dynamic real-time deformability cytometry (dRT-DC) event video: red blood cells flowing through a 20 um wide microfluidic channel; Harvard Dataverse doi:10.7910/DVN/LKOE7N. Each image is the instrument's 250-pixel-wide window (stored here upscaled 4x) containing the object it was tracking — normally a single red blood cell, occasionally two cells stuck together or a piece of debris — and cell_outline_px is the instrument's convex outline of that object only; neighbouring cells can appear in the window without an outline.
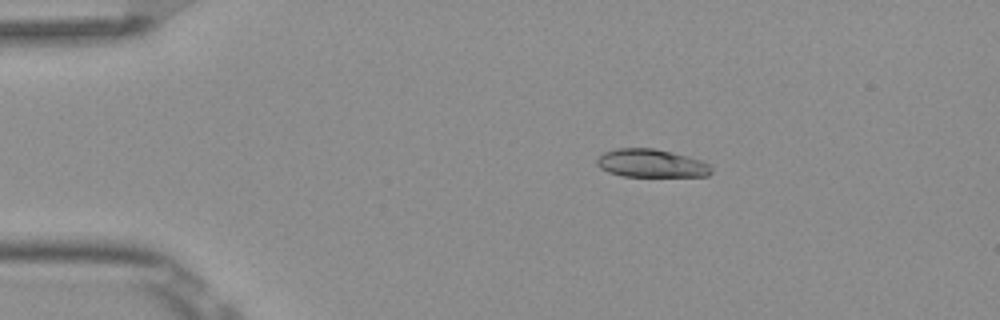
{"species": "Egyptian fruit bat (a non-hibernating species)", "species_latin": "Rousettus aegyptiacus", "temperature_condition": "room temperature", "stored_images_in_passage": 5, "camera_frame_rate_fps": 3000, "um_per_image_px": 0.085, "frame": {"image": 1, "passage_image": 1, "time_ms": 0.0, "image_size_px": [1000, 320], "cell_outline_px": [[712, 172], [708, 176], [620, 176], [608, 172], [600, 168], [596, 164], [596, 160], [604, 152], [616, 148], [652, 148], [672, 152], [688, 156], [700, 160], [708, 164], [712, 168]], "centroid_in_image_um": [55.34, 13.88], "position_along_channel_um": 29.7, "area_um2": 18.79}}
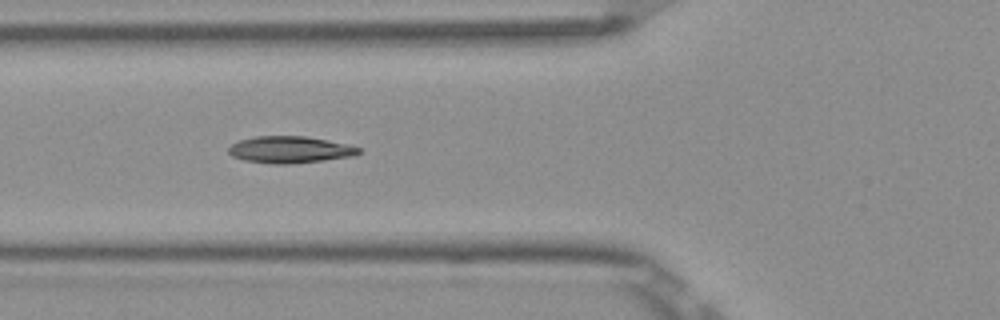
{"frame": {"image": 2, "passage_image": 4, "time_ms": 1.0, "image_size_px": [1000, 320], "cell_outline_px": [[360, 152], [352, 156], [324, 160], [288, 164], [272, 164], [244, 160], [232, 156], [228, 152], [228, 148], [232, 144], [240, 140], [256, 136], [304, 136], [328, 140], [348, 144], [360, 148]], "centroid_in_image_um": [24.63, 12.72], "position_along_channel_um": 101.2, "area_um2": 20.23}}
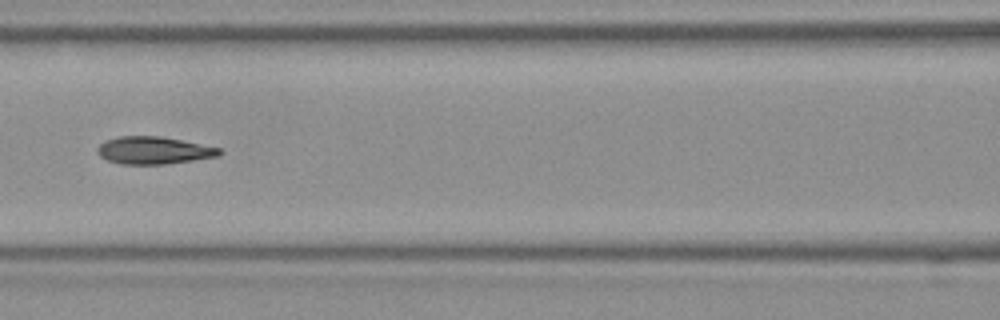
{"frame": {"image": 3, "passage_image": 5, "time_ms": 1.333, "image_size_px": [1000, 320], "cell_outline_px": [[224, 152], [220, 156], [164, 164], [120, 164], [108, 160], [100, 156], [96, 148], [104, 140], [120, 136], [160, 136], [220, 148]], "centroid_in_image_um": [13.05, 12.78], "position_along_channel_um": 153.5, "area_um2": 19.42}}